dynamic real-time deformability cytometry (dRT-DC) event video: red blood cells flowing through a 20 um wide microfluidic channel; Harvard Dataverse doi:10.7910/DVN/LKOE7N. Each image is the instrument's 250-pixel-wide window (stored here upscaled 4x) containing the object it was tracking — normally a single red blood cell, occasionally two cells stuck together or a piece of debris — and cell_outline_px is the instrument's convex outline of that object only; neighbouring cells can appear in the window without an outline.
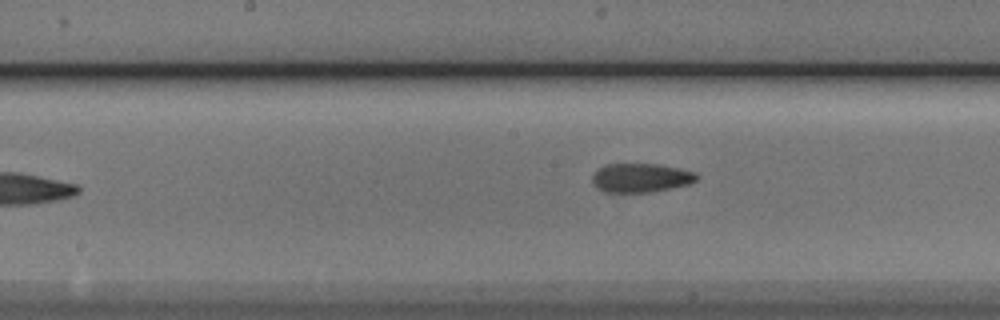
{"species": "Egyptian fruit bat (a non-hibernating species)", "species_latin": "Rousettus aegyptiacus", "temperature_condition": "cold", "stored_images_in_passage": 8, "camera_frame_rate_fps": 3000, "um_per_image_px": 0.085, "animal": {"sex": "male"}, "frame": {"image": 1, "passage_image": 8, "time_ms": 2.333, "image_size_px": [1000, 320], "cell_outline_px": [[700, 176], [696, 180], [688, 184], [648, 192], [604, 192], [596, 188], [592, 184], [592, 176], [600, 168], [608, 164], [656, 164], [680, 168], [696, 172]], "centroid_in_image_um": [54.46, 15.11], "position_along_channel_um": 193.7, "area_um2": 17.51}}